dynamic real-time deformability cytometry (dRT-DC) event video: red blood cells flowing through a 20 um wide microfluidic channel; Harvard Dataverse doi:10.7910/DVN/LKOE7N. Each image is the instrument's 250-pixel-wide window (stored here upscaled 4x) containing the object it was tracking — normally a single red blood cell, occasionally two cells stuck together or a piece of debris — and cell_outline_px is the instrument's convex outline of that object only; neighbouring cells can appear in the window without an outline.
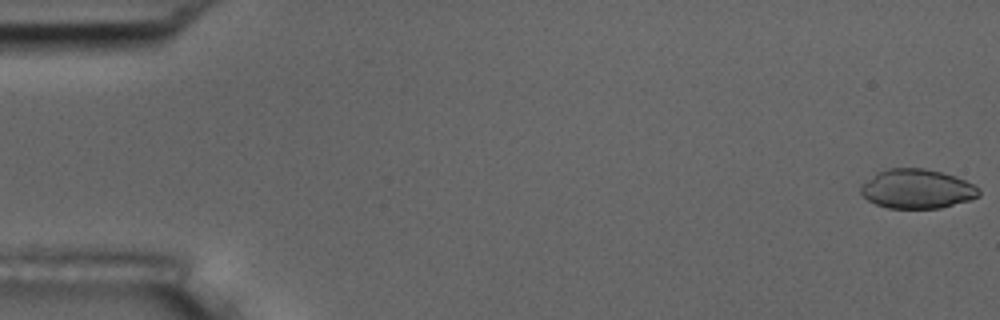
{"species": "common noctule bat (a hibernating species)", "species_latin": "Nyctalus noctula", "temperature_condition": "room temperature", "stored_images_in_passage": 51, "camera_frame_rate_fps": 3000, "um_per_image_px": 0.085, "animal": {"sex": "male", "body_mass_g": 17.5, "forearm_length_mm": 52.3}, "frame": {"image": 1, "passage_image": 1, "time_ms": 0.0, "image_size_px": [1000, 320], "cell_outline_px": [[980, 196], [968, 200], [940, 208], [888, 208], [876, 204], [868, 200], [860, 192], [860, 184], [876, 172], [888, 168], [924, 168], [956, 176], [980, 188]], "centroid_in_image_um": [77.92, 16.05], "position_along_channel_um": 7.1, "area_um2": 27.11}}
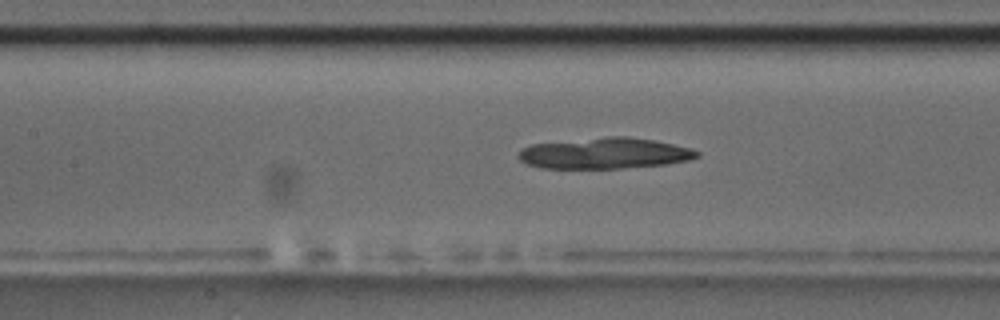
{"frame": {"image": 2, "passage_image": 25, "time_ms": 8.0, "image_size_px": [1000, 320], "cell_outline_px": [[700, 156], [688, 160], [664, 164], [620, 168], [540, 168], [528, 164], [520, 160], [516, 156], [520, 148], [532, 144], [608, 136], [628, 136], [652, 140], [692, 148], [700, 152]], "centroid_in_image_um": [51.36, 13.02], "position_along_channel_um": 156.0, "area_um2": 32.19}}
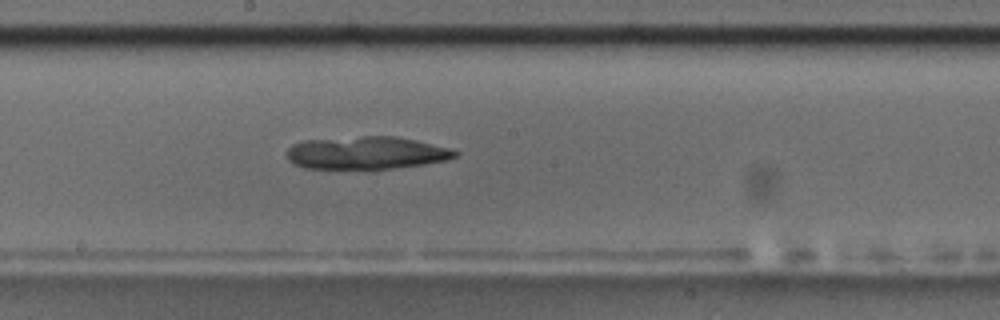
{"frame": {"image": 3, "passage_image": 30, "time_ms": 9.667, "image_size_px": [1000, 320], "cell_outline_px": [[460, 152], [456, 156], [448, 160], [424, 164], [372, 172], [304, 168], [288, 160], [284, 152], [292, 144], [304, 140], [360, 136], [396, 136], [416, 140], [452, 148]], "centroid_in_image_um": [31.13, 13.04], "position_along_channel_um": 217.1, "area_um2": 33.64}}